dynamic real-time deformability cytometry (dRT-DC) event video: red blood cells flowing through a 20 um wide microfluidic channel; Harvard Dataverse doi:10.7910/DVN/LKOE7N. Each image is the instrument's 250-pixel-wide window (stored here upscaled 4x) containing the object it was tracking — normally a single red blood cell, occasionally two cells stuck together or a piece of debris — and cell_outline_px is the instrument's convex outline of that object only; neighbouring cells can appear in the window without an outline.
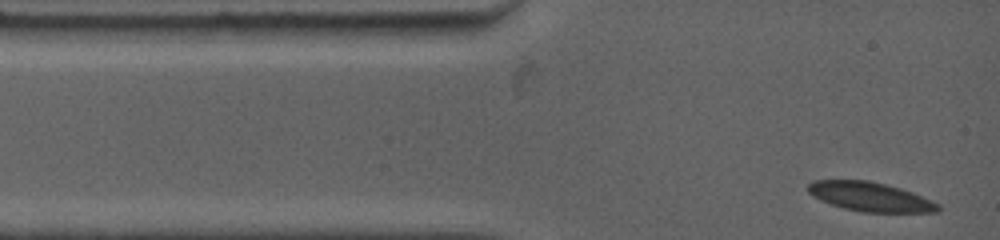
{"species": "common noctule bat (a hibernating species)", "species_latin": "Nyctalus noctula", "temperature_condition": "warm", "stored_images_in_passage": 31, "camera_frame_rate_fps": 4500, "um_per_image_px": 0.085, "animal": {"sex": "female", "body_mass_g": 19.0, "forearm_length_mm": 53.3}, "frame": {"image": 1, "passage_image": 1, "time_ms": 0.0, "image_size_px": [1000, 240], "cell_outline_px": [[940, 208], [936, 212], [860, 212], [844, 208], [820, 200], [808, 192], [808, 184], [812, 180], [868, 180], [900, 188], [912, 192], [932, 200], [940, 204]], "centroid_in_image_um": [73.97, 16.72], "position_along_channel_um": 11.0, "area_um2": 22.02}}
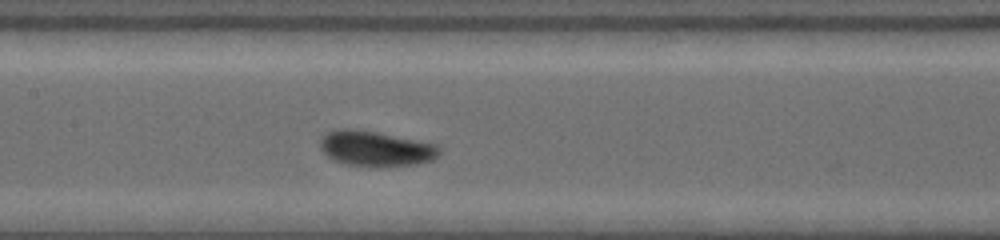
{"frame": {"image": 2, "passage_image": 18, "time_ms": 5.333, "image_size_px": [1000, 240], "cell_outline_px": [[440, 152], [432, 160], [416, 164], [376, 168], [348, 164], [332, 160], [320, 148], [320, 140], [324, 132], [336, 128], [356, 128], [380, 132], [436, 144], [440, 148]], "centroid_in_image_um": [31.89, 12.62], "position_along_channel_um": 175.5, "area_um2": 25.09}}
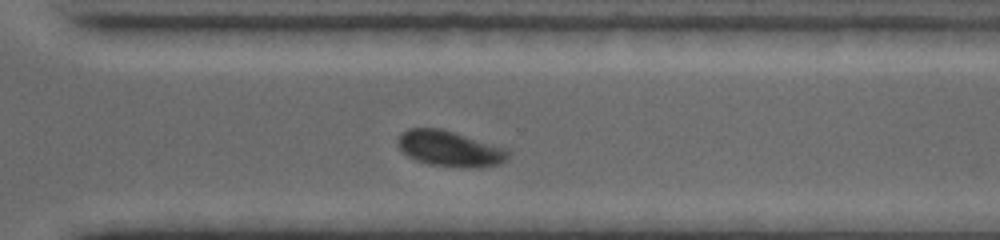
{"frame": {"image": 3, "passage_image": 31, "time_ms": 9.556, "image_size_px": [1000, 240], "cell_outline_px": [[508, 156], [500, 164], [468, 168], [428, 164], [416, 160], [408, 156], [396, 144], [400, 136], [408, 128], [440, 128], [508, 148]], "centroid_in_image_um": [38.23, 12.63], "position_along_channel_um": 332.4, "area_um2": 22.72}}